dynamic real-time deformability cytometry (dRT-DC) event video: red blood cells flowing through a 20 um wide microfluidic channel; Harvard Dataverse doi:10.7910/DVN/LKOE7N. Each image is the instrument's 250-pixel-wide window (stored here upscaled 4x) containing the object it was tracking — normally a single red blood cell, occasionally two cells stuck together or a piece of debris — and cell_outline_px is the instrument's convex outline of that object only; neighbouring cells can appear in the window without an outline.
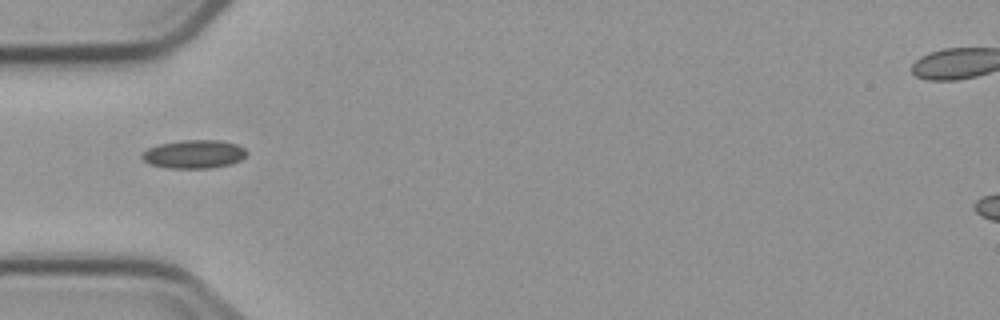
{"species": "common noctule bat (a hibernating species)", "species_latin": "Nyctalus noctula", "temperature_condition": "cold", "stored_images_in_passage": 7, "camera_frame_rate_fps": 3000, "um_per_image_px": 0.085, "animal": {"sex": "male", "body_mass_g": 23.1, "forearm_length_mm": 52.7}, "frame": {"image": 1, "passage_image": 1, "time_ms": 0.0, "image_size_px": [1000, 320], "cell_outline_px": [[248, 152], [240, 160], [228, 164], [212, 168], [168, 168], [148, 164], [140, 156], [148, 148], [160, 144], [180, 140], [220, 140], [236, 144], [244, 148]], "centroid_in_image_um": [16.47, 13.1], "position_along_channel_um": 68.5, "area_um2": 17.28}}
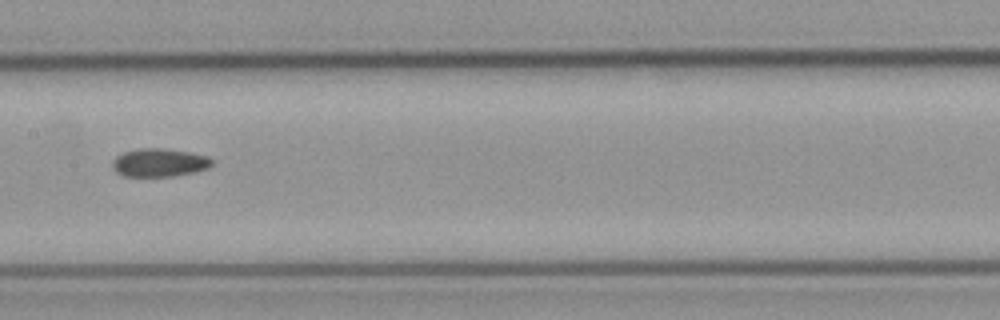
{"frame": {"image": 2, "passage_image": 4, "time_ms": 3.333, "image_size_px": [1000, 320], "cell_outline_px": [[212, 164], [208, 168], [192, 172], [172, 176], [124, 176], [116, 172], [112, 168], [112, 160], [116, 156], [124, 152], [140, 148], [160, 148], [188, 152], [208, 156], [212, 160]], "centroid_in_image_um": [13.5, 13.82], "position_along_channel_um": 193.9, "area_um2": 16.24}}
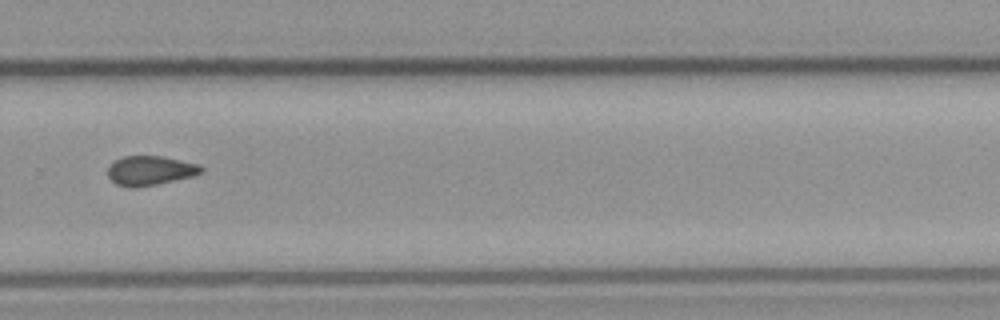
{"frame": {"image": 3, "passage_image": 7, "time_ms": 6.667, "image_size_px": [1000, 320], "cell_outline_px": [[204, 172], [192, 176], [156, 184], [136, 188], [132, 188], [116, 184], [108, 176], [108, 168], [116, 160], [124, 156], [160, 156], [200, 164], [204, 168]], "centroid_in_image_um": [12.79, 14.5], "position_along_channel_um": 317.0, "area_um2": 15.9}}